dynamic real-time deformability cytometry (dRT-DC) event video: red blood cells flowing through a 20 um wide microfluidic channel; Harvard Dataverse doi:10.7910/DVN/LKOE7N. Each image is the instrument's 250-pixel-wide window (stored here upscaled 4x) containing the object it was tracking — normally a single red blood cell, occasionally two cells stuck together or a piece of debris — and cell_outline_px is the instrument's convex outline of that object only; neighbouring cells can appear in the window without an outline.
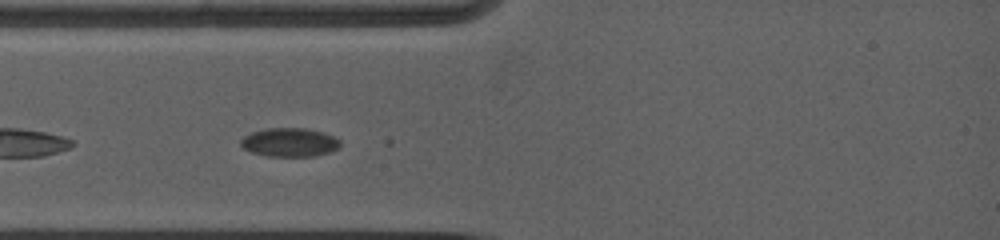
{"species": "common noctule bat (a hibernating species)", "species_latin": "Nyctalus noctula", "temperature_condition": "warm", "stored_images_in_passage": 43, "camera_frame_rate_fps": 5000, "um_per_image_px": 0.085, "animal": {"sex": "female", "body_mass_g": 19.0, "forearm_length_mm": 53.3}, "frame": {"image": 1, "passage_image": 4, "time_ms": 1.0, "image_size_px": [1000, 240], "cell_outline_px": [[340, 148], [332, 152], [312, 156], [268, 156], [252, 152], [244, 148], [240, 144], [240, 140], [244, 136], [252, 132], [268, 128], [304, 128], [320, 132], [332, 136], [340, 140]], "centroid_in_image_um": [24.62, 12.1], "position_along_channel_um": 60.4, "area_um2": 16.53}}
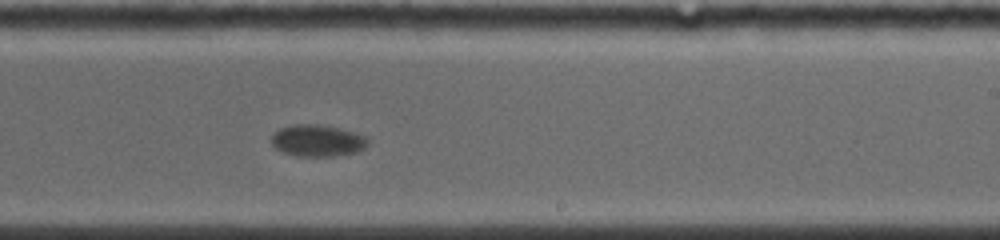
{"frame": {"image": 2, "passage_image": 22, "time_ms": 7.0, "image_size_px": [1000, 240], "cell_outline_px": [[368, 144], [364, 148], [356, 152], [336, 156], [296, 156], [284, 152], [276, 148], [272, 144], [272, 136], [280, 128], [308, 124], [336, 128], [352, 132], [364, 136], [368, 140]], "centroid_in_image_um": [26.99, 11.99], "position_along_channel_um": 262.0, "area_um2": 17.22}}
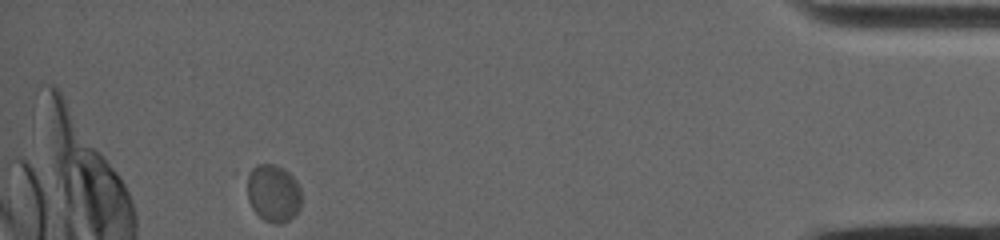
{"frame": {"image": 3, "passage_image": 42, "time_ms": 13.8, "image_size_px": [1000, 240], "cell_outline_px": [[300, 208], [288, 220], [280, 224], [272, 224], [264, 220], [252, 208], [248, 200], [244, 172], [256, 164], [272, 164], [284, 168], [296, 180], [300, 188]], "centroid_in_image_um": [23.16, 16.38], "position_along_channel_um": 412.0, "area_um2": 18.67}, "authors_computed_cell_mechanics": {"area_um2": 17.3978, "velocity_mm_per_s": 3.3698, "shape_relaxation_time_tau1_ms": 2.9172, "shape_relaxation_time_tau2_ms": null, "deformation_change_tau1": 0.0407, "deformation_change_tau2": null}}